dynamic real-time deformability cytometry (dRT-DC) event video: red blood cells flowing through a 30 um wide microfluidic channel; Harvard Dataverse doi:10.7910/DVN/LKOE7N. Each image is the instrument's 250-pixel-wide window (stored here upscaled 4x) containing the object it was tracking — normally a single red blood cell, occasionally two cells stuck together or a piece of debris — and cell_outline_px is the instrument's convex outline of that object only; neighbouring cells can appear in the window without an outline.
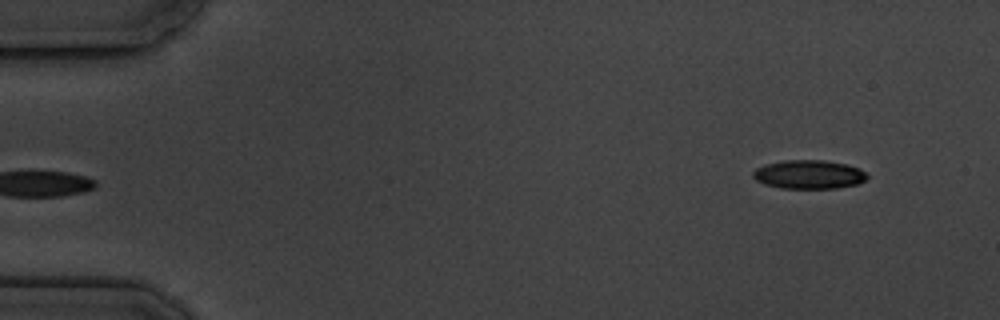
{"species": "common noctule bat (a hibernating species)", "species_latin": "Nyctalus noctula", "temperature_condition": "cold", "stored_images_in_passage": 6, "segment_of_instrument_passage": [2, 2], "camera_frame_rate_fps": 3000, "um_per_image_px": 0.085, "animal": {"sex": "male", "body_mass_g": 19.5, "forearm_length_mm": 54.6}, "frame": {"image": 1, "passage_image": 6, "time_ms": 5.667, "image_size_px": [1000, 320], "cell_outline_px": [[868, 176], [864, 180], [856, 184], [836, 188], [780, 188], [764, 184], [756, 180], [752, 176], [752, 172], [756, 168], [764, 164], [784, 160], [824, 160], [848, 164], [860, 168]], "centroid_in_image_um": [68.72, 14.82], "position_along_channel_um": 16.3, "area_um2": 19.19}}